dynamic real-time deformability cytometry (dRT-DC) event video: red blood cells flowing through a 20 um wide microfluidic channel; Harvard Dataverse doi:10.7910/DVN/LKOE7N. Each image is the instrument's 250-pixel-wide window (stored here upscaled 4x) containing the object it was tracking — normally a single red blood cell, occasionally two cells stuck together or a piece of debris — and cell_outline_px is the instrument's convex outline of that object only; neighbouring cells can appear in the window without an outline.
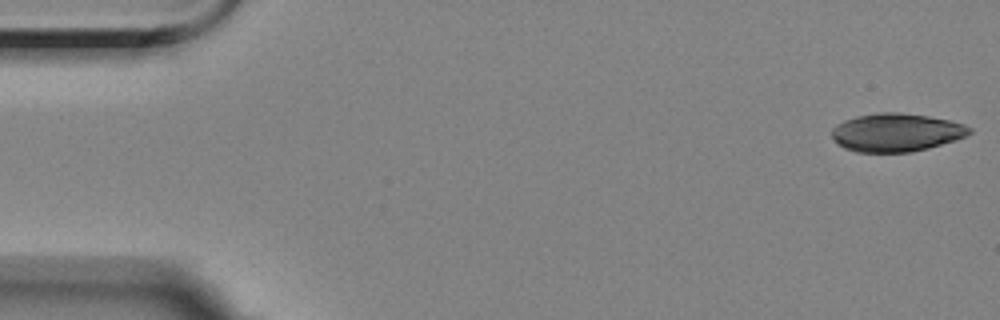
{"species": "Egyptian fruit bat (a non-hibernating species)", "species_latin": "Rousettus aegyptiacus", "temperature_condition": "room temperature", "stored_images_in_passage": 55, "camera_frame_rate_fps": 3000, "um_per_image_px": 0.085, "animal": {"sex": "female"}, "frame": {"image": 1, "passage_image": 1, "time_ms": 0.0, "image_size_px": [1000, 320], "cell_outline_px": [[972, 132], [956, 140], [928, 148], [912, 152], [856, 152], [844, 148], [836, 144], [832, 136], [832, 128], [836, 124], [844, 120], [856, 116], [880, 112], [900, 112], [928, 116], [948, 120], [964, 124], [972, 128]], "centroid_in_image_um": [76.16, 11.26], "position_along_channel_um": 8.8, "area_um2": 30.81}}
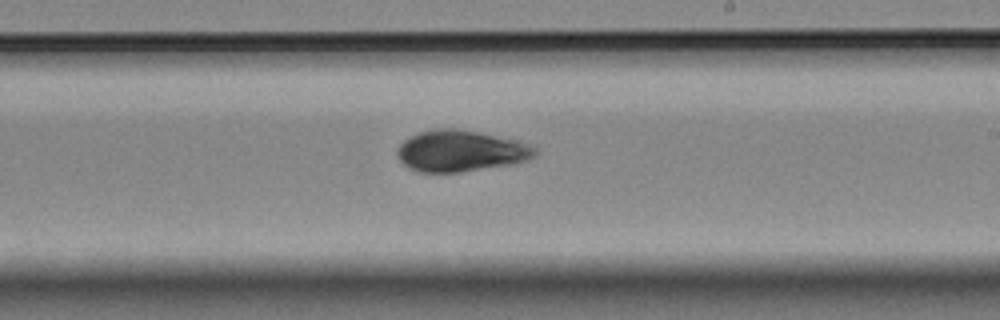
{"frame": {"image": 2, "passage_image": 32, "time_ms": 10.333, "image_size_px": [1000, 320], "cell_outline_px": [[536, 156], [528, 160], [516, 164], [460, 172], [420, 172], [408, 168], [396, 156], [396, 148], [404, 140], [420, 132], [436, 128], [456, 128], [516, 140], [528, 144], [536, 148]], "centroid_in_image_um": [39.15, 12.84], "position_along_channel_um": 249.9, "area_um2": 33.23}}
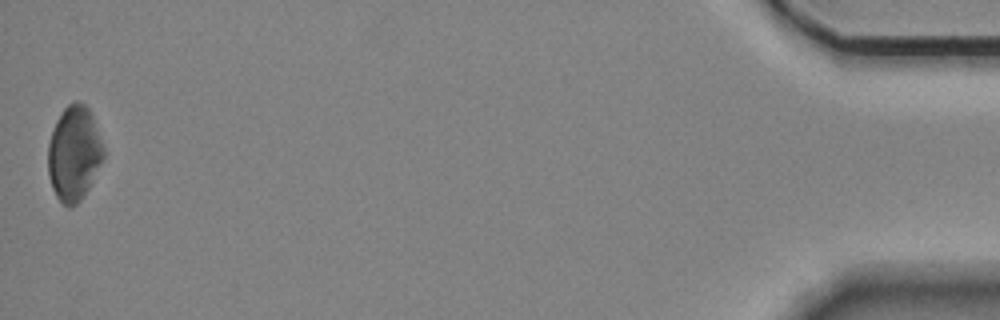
{"frame": {"image": 3, "passage_image": 55, "time_ms": 18.0, "image_size_px": [1000, 320], "cell_outline_px": [[104, 156], [88, 188], [80, 200], [76, 204], [68, 208], [56, 196], [52, 188], [48, 176], [48, 144], [56, 120], [64, 108], [68, 104], [76, 100], [80, 100], [92, 112], [104, 144]], "centroid_in_image_um": [6.3, 13.0], "position_along_channel_um": 428.9, "area_um2": 30.81}}